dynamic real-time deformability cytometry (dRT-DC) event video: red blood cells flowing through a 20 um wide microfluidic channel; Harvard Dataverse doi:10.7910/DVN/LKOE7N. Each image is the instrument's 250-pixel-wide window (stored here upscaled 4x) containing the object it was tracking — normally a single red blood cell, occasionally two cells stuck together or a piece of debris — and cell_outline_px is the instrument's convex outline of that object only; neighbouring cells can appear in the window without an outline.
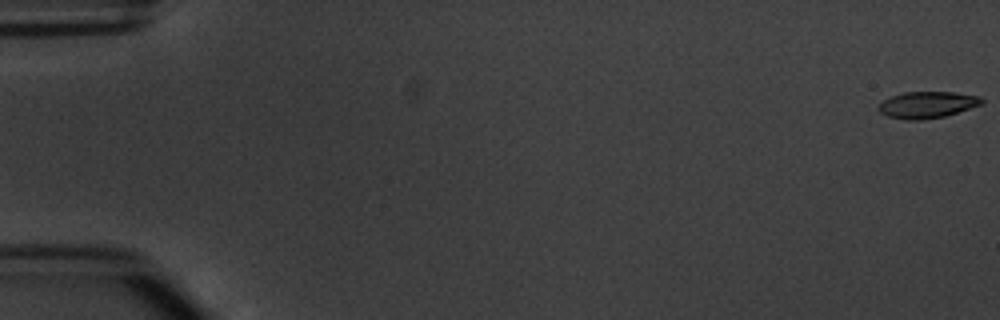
{"species": "common noctule bat (a hibernating species)", "species_latin": "Nyctalus noctula", "temperature_condition": "warm", "stored_images_in_passage": 6, "camera_frame_rate_fps": 3000, "um_per_image_px": 0.085, "animal": {"sex": "male", "body_mass_g": 20.1, "forearm_length_mm": 53.5}, "frame": {"image": 1, "passage_image": 1, "time_ms": 0.0, "image_size_px": [1000, 320], "cell_outline_px": [[984, 104], [944, 116], [920, 120], [904, 120], [888, 116], [880, 112], [880, 104], [884, 100], [892, 96], [904, 92], [952, 92], [980, 96], [984, 100]], "centroid_in_image_um": [78.86, 8.9], "position_along_channel_um": 6.1, "area_um2": 15.84}}
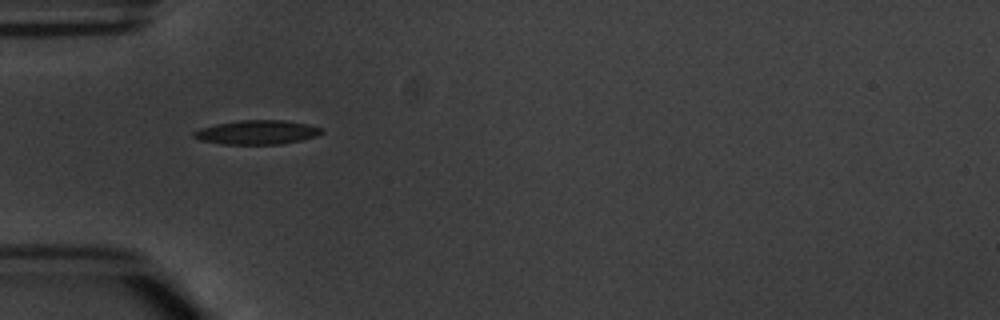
{"frame": {"image": 2, "passage_image": 5, "time_ms": 5.667, "image_size_px": [1000, 320], "cell_outline_px": [[324, 132], [316, 136], [300, 140], [280, 144], [224, 144], [200, 140], [192, 136], [192, 132], [200, 128], [216, 124], [240, 120], [284, 120], [308, 124], [324, 128]], "centroid_in_image_um": [21.86, 11.24], "position_along_channel_um": 63.1, "area_um2": 17.98}}